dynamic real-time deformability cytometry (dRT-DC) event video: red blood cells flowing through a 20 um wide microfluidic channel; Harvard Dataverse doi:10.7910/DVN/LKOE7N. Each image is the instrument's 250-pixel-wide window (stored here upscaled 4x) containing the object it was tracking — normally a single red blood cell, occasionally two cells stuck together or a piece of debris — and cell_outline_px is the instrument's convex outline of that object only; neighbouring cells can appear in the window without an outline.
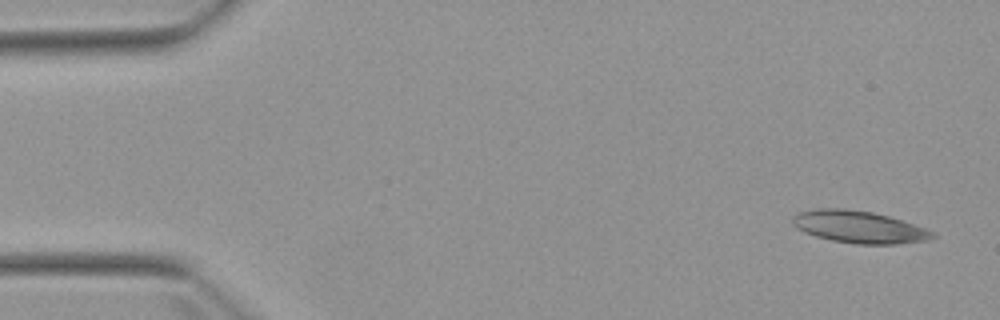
{"species": "Egyptian fruit bat (a non-hibernating species)", "species_latin": "Rousettus aegyptiacus", "temperature_condition": "warm", "stored_images_in_passage": 4, "camera_frame_rate_fps": 3000, "um_per_image_px": 0.085, "animal": {"sex": "female"}, "frame": {"image": 1, "passage_image": 1, "time_ms": 0.0, "image_size_px": [1000, 320], "cell_outline_px": [[936, 236], [928, 240], [896, 244], [856, 244], [832, 240], [816, 236], [804, 232], [796, 228], [792, 224], [792, 216], [800, 212], [820, 208], [844, 208], [872, 212], [888, 216], [936, 232]], "centroid_in_image_um": [73.0, 19.29], "position_along_channel_um": 12.0, "area_um2": 26.13}}
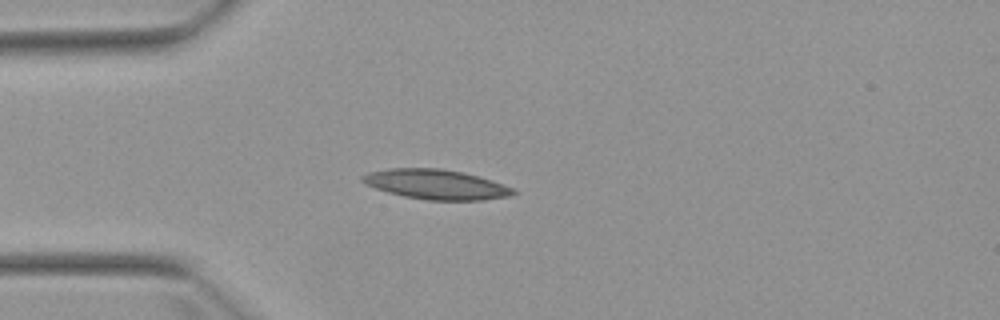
{"frame": {"image": 2, "passage_image": 4, "time_ms": 3.667, "image_size_px": [1000, 320], "cell_outline_px": [[516, 192], [512, 196], [484, 200], [428, 200], [404, 196], [388, 192], [376, 188], [360, 180], [360, 176], [368, 172], [388, 168], [440, 168], [460, 172], [492, 180], [512, 188]], "centroid_in_image_um": [37.05, 15.67], "position_along_channel_um": 47.9, "area_um2": 26.01}}